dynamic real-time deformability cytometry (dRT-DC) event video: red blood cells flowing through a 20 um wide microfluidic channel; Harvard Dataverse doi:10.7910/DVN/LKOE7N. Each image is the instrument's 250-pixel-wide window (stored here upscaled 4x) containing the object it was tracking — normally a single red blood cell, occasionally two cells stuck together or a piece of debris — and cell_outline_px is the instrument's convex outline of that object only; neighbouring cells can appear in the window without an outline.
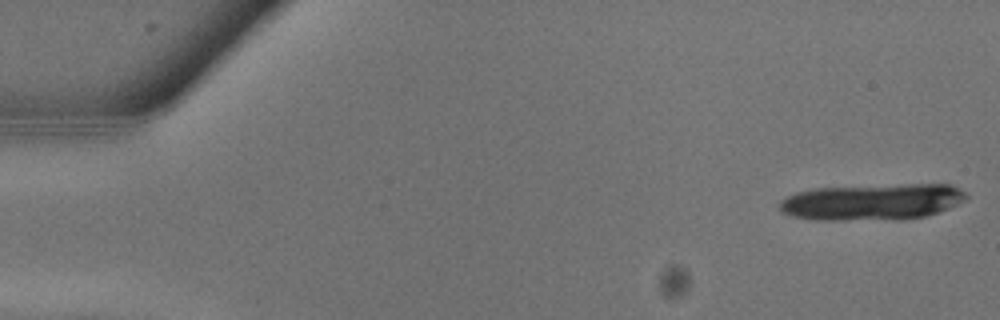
{"species": "common noctule bat (a hibernating species)", "species_latin": "Nyctalus noctula", "temperature_condition": "warm", "stored_images_in_passage": 10, "camera_frame_rate_fps": 3000, "um_per_image_px": 0.085, "animal": {"sex": "male", "body_mass_g": 13.3}, "frame": {"image": 1, "passage_image": 1, "time_ms": 0.0, "image_size_px": [1000, 320], "cell_outline_px": [[968, 196], [964, 200], [948, 208], [924, 216], [896, 220], [816, 220], [792, 216], [780, 212], [780, 200], [796, 192], [816, 188], [904, 184], [952, 184], [960, 188]], "centroid_in_image_um": [74.12, 17.16], "position_along_channel_um": 10.9, "area_um2": 39.65}}
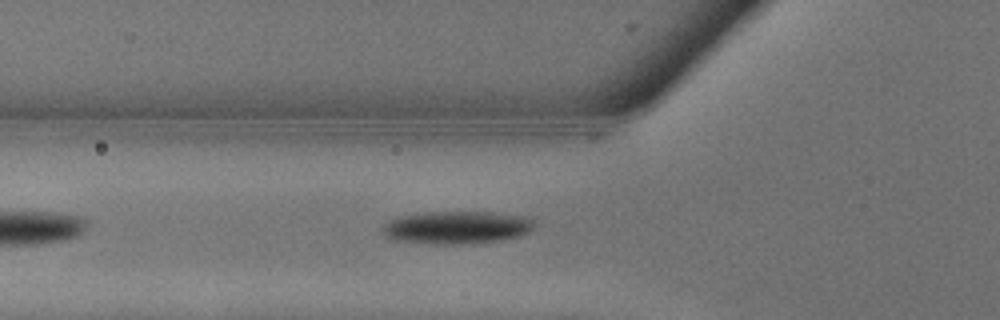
{"frame": {"image": 2, "passage_image": 10, "time_ms": 3.0, "image_size_px": [1000, 320], "cell_outline_px": [[532, 228], [528, 232], [516, 236], [500, 240], [472, 244], [436, 244], [396, 240], [384, 236], [384, 224], [400, 216], [424, 212], [492, 212], [524, 216], [532, 220]], "centroid_in_image_um": [38.81, 19.33], "position_along_channel_um": 87.0, "area_um2": 28.67}}